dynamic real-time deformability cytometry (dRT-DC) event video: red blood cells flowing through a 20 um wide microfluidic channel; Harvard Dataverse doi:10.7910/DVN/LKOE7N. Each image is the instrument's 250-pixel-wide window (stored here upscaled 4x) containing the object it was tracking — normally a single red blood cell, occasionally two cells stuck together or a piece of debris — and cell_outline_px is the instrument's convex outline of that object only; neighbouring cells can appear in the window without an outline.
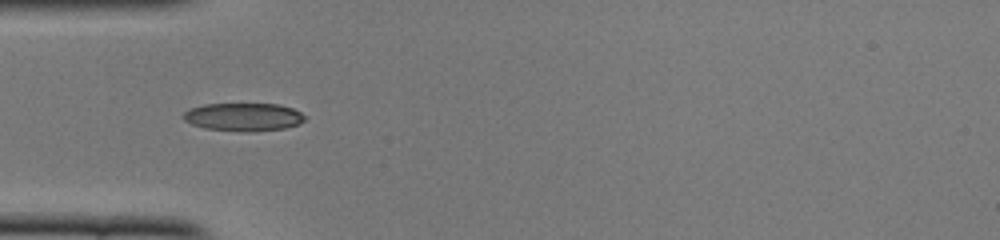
{"species": "common noctule bat (a hibernating species)", "species_latin": "Nyctalus noctula", "temperature_condition": "cold", "stored_images_in_passage": 36, "camera_frame_rate_fps": 3000, "um_per_image_px": 0.085, "animal": {"sex": "female", "body_mass_g": 22.0, "forearm_length_mm": 56.7}, "frame": {"image": 1, "passage_image": 1, "time_ms": 0.0, "image_size_px": [1000, 240], "cell_outline_px": [[304, 120], [300, 124], [284, 128], [204, 128], [192, 124], [184, 120], [184, 112], [188, 108], [204, 104], [276, 104], [292, 108], [300, 112], [304, 116]], "centroid_in_image_um": [20.66, 9.87], "position_along_channel_um": 64.3, "area_um2": 18.61}}
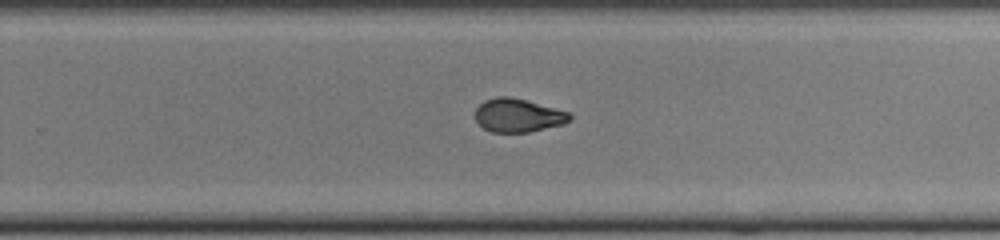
{"frame": {"image": 2, "passage_image": 18, "time_ms": 5.667, "image_size_px": [1000, 240], "cell_outline_px": [[572, 120], [564, 124], [528, 132], [492, 132], [484, 128], [476, 120], [476, 108], [484, 100], [496, 96], [508, 96], [528, 100], [568, 112], [572, 116]], "centroid_in_image_um": [44.05, 9.8], "position_along_channel_um": 285.8, "area_um2": 18.44}}
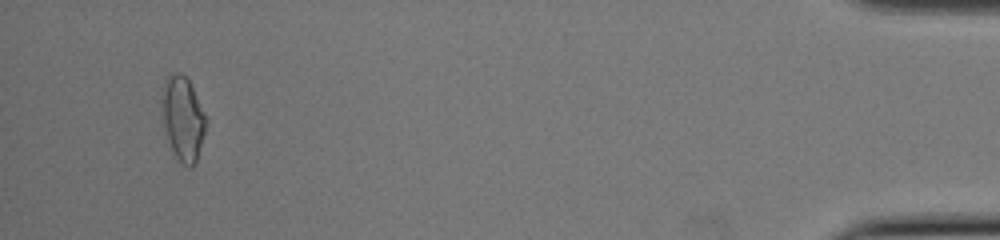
{"frame": {"image": 3, "passage_image": 34, "time_ms": 11.0, "image_size_px": [1000, 240], "cell_outline_px": [[204, 132], [196, 160], [192, 168], [184, 164], [176, 156], [172, 148], [164, 128], [160, 116], [160, 96], [164, 80], [168, 72], [180, 72], [188, 80], [204, 112]], "centroid_in_image_um": [15.46, 9.98], "position_along_channel_um": 419.7, "area_um2": 21.44}, "authors_computed_cell_mechanics": {"area_um2": 19.2185, "velocity_mm_per_s": 3.9199, "shape_relaxation_time_tau1_ms": 4.4859, "shape_relaxation_time_tau2_ms": 1.6396, "deformation_change_tau1": 0.2036, "deformation_change_tau2": 0.0707}}